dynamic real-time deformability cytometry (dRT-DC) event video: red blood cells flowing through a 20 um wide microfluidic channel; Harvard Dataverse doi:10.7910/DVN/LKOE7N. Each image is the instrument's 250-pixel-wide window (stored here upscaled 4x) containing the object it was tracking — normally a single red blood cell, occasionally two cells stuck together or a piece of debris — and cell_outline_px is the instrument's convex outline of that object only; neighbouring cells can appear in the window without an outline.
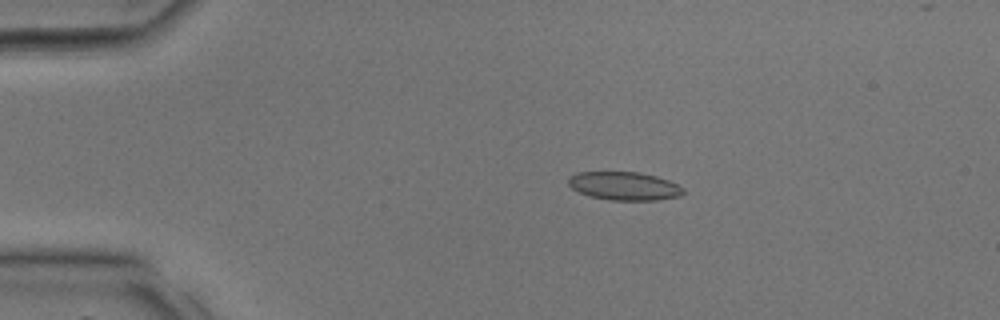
{"species": "common noctule bat (a hibernating species)", "species_latin": "Nyctalus noctula", "temperature_condition": "room temperature", "stored_images_in_passage": 36, "camera_frame_rate_fps": 3000, "um_per_image_px": 0.085, "animal": {"sex": "male", "body_mass_g": 17.9, "forearm_length_mm": 54.2}, "frame": {"image": 1, "passage_image": 8, "time_ms": 2.333, "image_size_px": [1000, 320], "cell_outline_px": [[684, 192], [680, 196], [656, 200], [608, 200], [588, 196], [572, 188], [568, 184], [568, 176], [576, 172], [640, 172], [656, 176], [668, 180], [684, 188]], "centroid_in_image_um": [53.04, 15.81], "position_along_channel_um": 32.0, "area_um2": 19.07}}
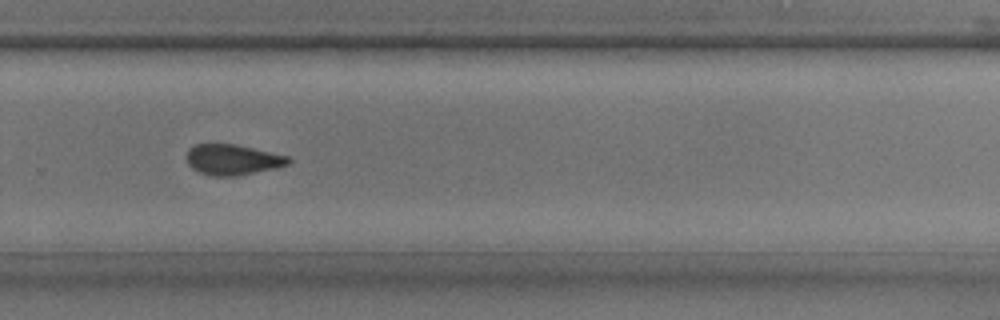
{"frame": {"image": 2, "passage_image": 25, "time_ms": 8.0, "image_size_px": [1000, 320], "cell_outline_px": [[292, 160], [288, 164], [276, 168], [236, 176], [212, 176], [200, 172], [192, 168], [188, 164], [184, 156], [188, 148], [196, 144], [236, 144], [288, 156]], "centroid_in_image_um": [19.73, 13.57], "position_along_channel_um": 310.1, "area_um2": 18.26}}
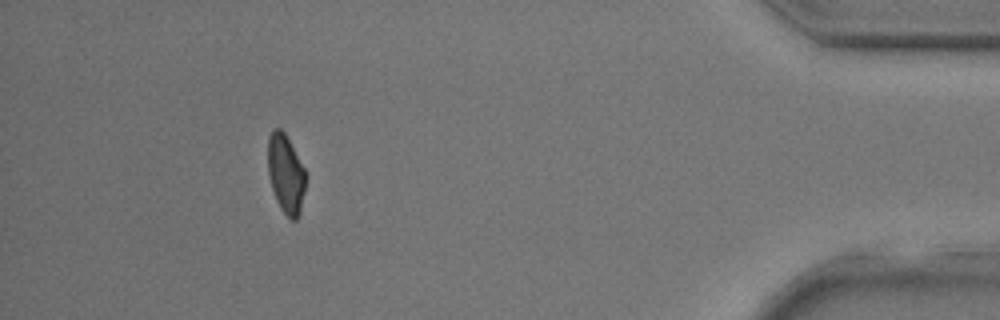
{"frame": {"image": 3, "passage_image": 33, "time_ms": 10.667, "image_size_px": [1000, 320], "cell_outline_px": [[308, 176], [300, 212], [296, 220], [292, 220], [280, 208], [276, 200], [272, 188], [268, 172], [268, 136], [272, 128], [280, 128], [284, 132], [308, 172]], "centroid_in_image_um": [24.32, 14.75], "position_along_channel_um": 410.9, "area_um2": 17.74}}